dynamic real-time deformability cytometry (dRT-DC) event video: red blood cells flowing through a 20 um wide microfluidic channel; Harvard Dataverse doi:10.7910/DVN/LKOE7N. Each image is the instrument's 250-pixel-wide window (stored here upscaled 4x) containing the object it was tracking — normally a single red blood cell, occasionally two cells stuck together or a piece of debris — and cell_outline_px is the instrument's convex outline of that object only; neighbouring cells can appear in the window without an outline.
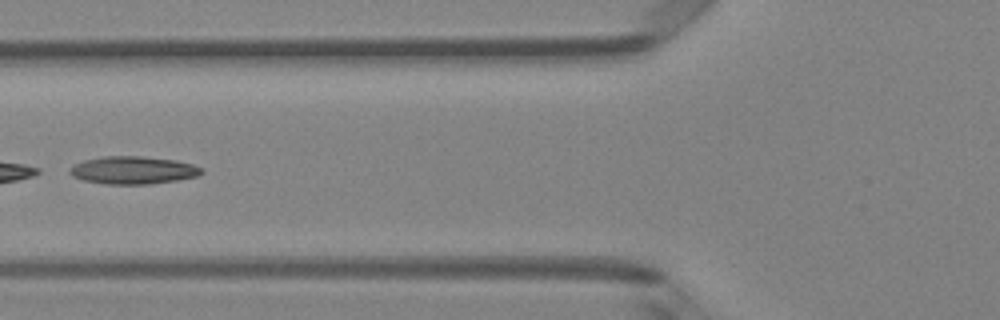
{"species": "Egyptian fruit bat (a non-hibernating species)", "species_latin": "Rousettus aegyptiacus", "temperature_condition": "room temperature", "stored_images_in_passage": 5, "camera_frame_rate_fps": 3000, "um_per_image_px": 0.085, "animal": {"sex": "female"}, "frame": {"image": 1, "passage_image": 4, "time_ms": 1.0, "image_size_px": [1000, 320], "cell_outline_px": [[204, 172], [196, 176], [176, 180], [152, 184], [108, 184], [84, 180], [72, 176], [68, 172], [68, 168], [84, 160], [104, 156], [140, 156], [176, 160], [192, 164], [204, 168]], "centroid_in_image_um": [11.32, 14.46], "position_along_channel_um": 114.5, "area_um2": 21.27}}
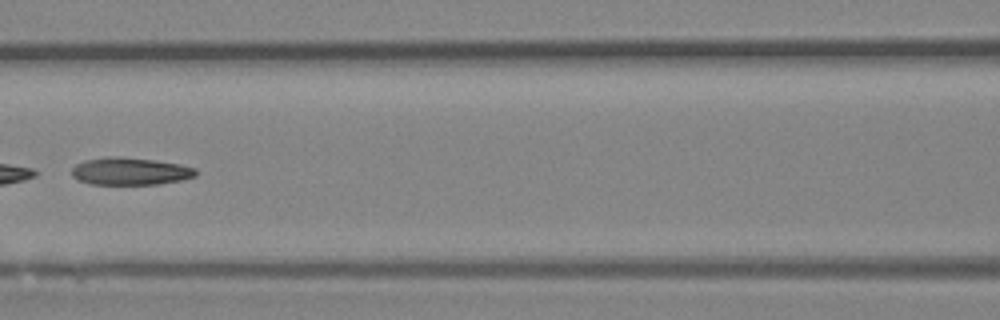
{"frame": {"image": 2, "passage_image": 5, "time_ms": 1.333, "image_size_px": [1000, 320], "cell_outline_px": [[196, 176], [180, 180], [156, 184], [92, 184], [80, 180], [72, 176], [72, 168], [76, 164], [84, 160], [108, 156], [120, 156], [152, 160], [180, 164], [196, 168]], "centroid_in_image_um": [11.05, 14.55], "position_along_channel_um": 155.5, "area_um2": 19.71}}